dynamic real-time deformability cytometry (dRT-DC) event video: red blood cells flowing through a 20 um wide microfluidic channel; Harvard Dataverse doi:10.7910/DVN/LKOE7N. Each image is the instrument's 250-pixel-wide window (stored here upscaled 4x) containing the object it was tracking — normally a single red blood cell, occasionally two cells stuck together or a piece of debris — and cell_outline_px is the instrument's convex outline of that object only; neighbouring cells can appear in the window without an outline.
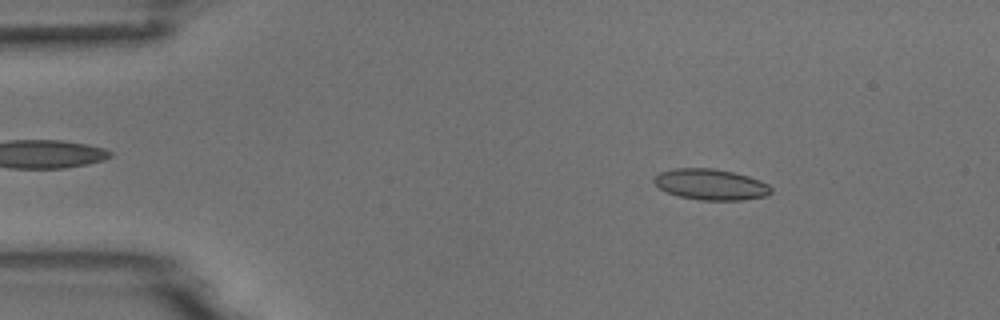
{"species": "common noctule bat (a hibernating species)", "species_latin": "Nyctalus noctula", "temperature_condition": "room temperature", "stored_images_in_passage": 4, "camera_frame_rate_fps": 3000, "um_per_image_px": 0.085, "animal": {"sex": "male", "body_mass_g": 18.8}, "frame": {"image": 1, "passage_image": 2, "time_ms": 1.333, "image_size_px": [1000, 320], "cell_outline_px": [[772, 192], [764, 196], [744, 200], [700, 200], [676, 196], [660, 188], [652, 180], [660, 172], [672, 168], [716, 168], [748, 176], [760, 180], [768, 184], [772, 188]], "centroid_in_image_um": [60.41, 15.68], "position_along_channel_um": 24.6, "area_um2": 21.15}}
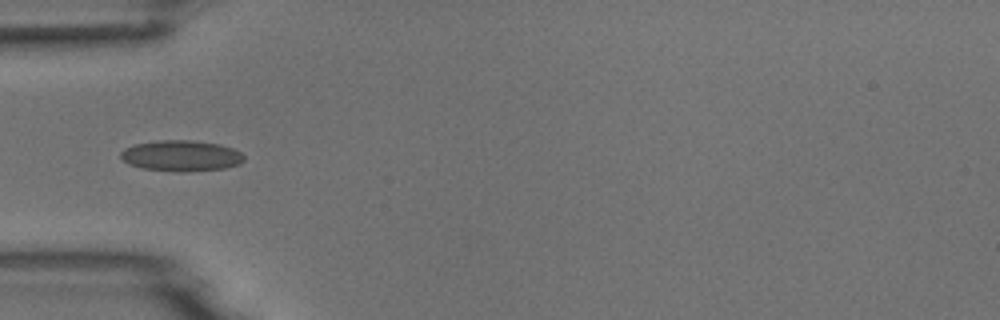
{"frame": {"image": 2, "passage_image": 4, "time_ms": 4.333, "image_size_px": [1000, 320], "cell_outline_px": [[244, 160], [240, 164], [224, 168], [188, 172], [180, 172], [144, 168], [128, 164], [120, 156], [120, 152], [124, 148], [136, 144], [160, 140], [192, 140], [220, 144], [232, 148], [240, 152], [244, 156]], "centroid_in_image_um": [15.42, 13.24], "position_along_channel_um": 69.6, "area_um2": 22.2}}